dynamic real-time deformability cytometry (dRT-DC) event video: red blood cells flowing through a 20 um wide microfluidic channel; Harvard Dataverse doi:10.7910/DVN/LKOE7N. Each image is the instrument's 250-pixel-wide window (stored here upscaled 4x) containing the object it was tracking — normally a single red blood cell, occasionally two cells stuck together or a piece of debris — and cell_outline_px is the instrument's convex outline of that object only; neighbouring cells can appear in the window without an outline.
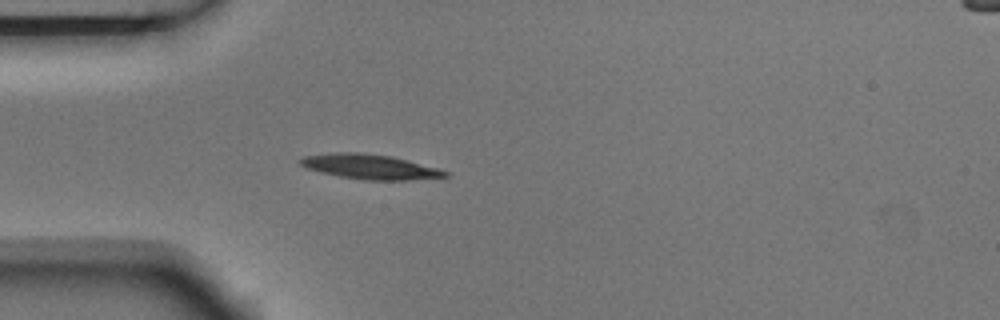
{"species": "Egyptian fruit bat (a non-hibernating species)", "species_latin": "Rousettus aegyptiacus", "temperature_condition": "room temperature", "stored_images_in_passage": 3, "camera_frame_rate_fps": 3000, "um_per_image_px": 0.085, "animal": {"sex": "male"}, "frame": {"image": 1, "passage_image": 3, "time_ms": 0.667, "image_size_px": [1000, 320], "cell_outline_px": [[452, 176], [408, 180], [364, 180], [340, 176], [320, 172], [304, 168], [296, 160], [300, 156], [332, 152], [360, 152], [392, 156], [408, 160], [452, 172]], "centroid_in_image_um": [31.42, 14.16], "position_along_channel_um": 53.6, "area_um2": 21.39}}